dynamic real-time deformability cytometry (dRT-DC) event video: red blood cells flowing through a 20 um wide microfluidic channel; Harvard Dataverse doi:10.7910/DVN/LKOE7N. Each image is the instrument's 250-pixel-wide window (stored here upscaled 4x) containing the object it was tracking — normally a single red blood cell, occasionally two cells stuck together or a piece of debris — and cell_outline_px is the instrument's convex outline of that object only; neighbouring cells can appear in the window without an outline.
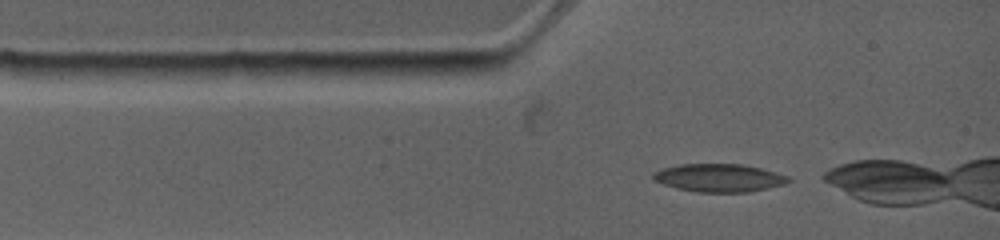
{"species": "common noctule bat (a hibernating species)", "species_latin": "Nyctalus noctula", "temperature_condition": "warm", "stored_images_in_passage": 5, "camera_frame_rate_fps": 4500, "um_per_image_px": 0.085, "animal": {"sex": "female", "body_mass_g": 19.0, "forearm_length_mm": 53.3}, "frame": {"image": 1, "passage_image": 1, "time_ms": 0.0, "image_size_px": [1000, 240], "cell_outline_px": [[792, 180], [784, 184], [768, 188], [748, 192], [696, 192], [676, 188], [652, 180], [652, 172], [664, 168], [680, 164], [740, 164], [760, 168], [788, 176]], "centroid_in_image_um": [61.09, 15.12], "position_along_channel_um": 23.9, "area_um2": 22.02}}